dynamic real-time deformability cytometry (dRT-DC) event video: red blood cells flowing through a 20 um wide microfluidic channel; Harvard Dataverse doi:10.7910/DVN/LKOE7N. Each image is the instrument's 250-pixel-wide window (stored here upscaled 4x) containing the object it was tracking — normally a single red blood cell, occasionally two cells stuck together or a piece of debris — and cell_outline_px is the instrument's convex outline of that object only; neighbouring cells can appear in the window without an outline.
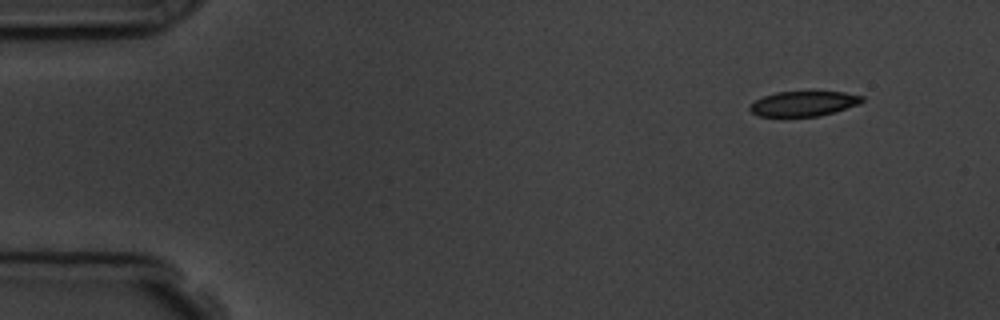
{"species": "common noctule bat (a hibernating species)", "species_latin": "Nyctalus noctula", "temperature_condition": "room temperature", "stored_images_in_passage": 5, "camera_frame_rate_fps": 3000, "um_per_image_px": 0.085, "animal": {"sex": "male", "body_mass_g": 19.5, "forearm_length_mm": 54.6}, "frame": {"image": 1, "passage_image": 1, "time_ms": 0.0, "image_size_px": [1000, 320], "cell_outline_px": [[864, 100], [860, 104], [820, 116], [760, 116], [752, 112], [748, 108], [748, 104], [764, 96], [776, 92], [844, 92], [864, 96]], "centroid_in_image_um": [68.31, 8.81], "position_along_channel_um": 16.7, "area_um2": 16.3}}
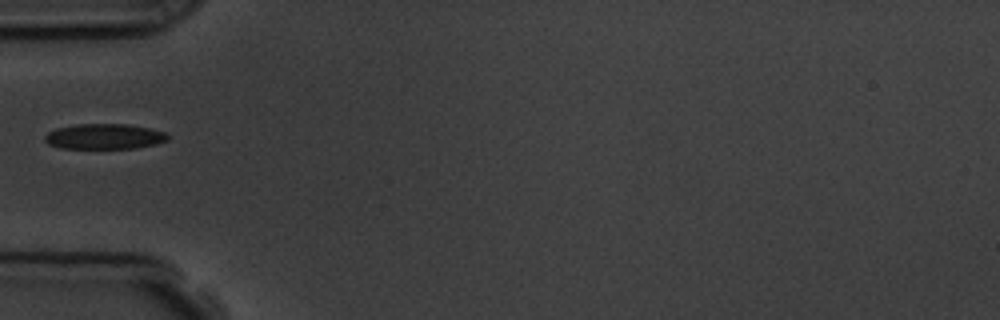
{"frame": {"image": 2, "passage_image": 4, "time_ms": 4.333, "image_size_px": [1000, 320], "cell_outline_px": [[168, 140], [156, 144], [136, 148], [60, 148], [48, 144], [44, 140], [44, 136], [48, 132], [56, 128], [76, 124], [128, 124], [152, 128], [164, 132], [168, 136]], "centroid_in_image_um": [8.86, 11.59], "position_along_channel_um": 76.1, "area_um2": 18.26}}